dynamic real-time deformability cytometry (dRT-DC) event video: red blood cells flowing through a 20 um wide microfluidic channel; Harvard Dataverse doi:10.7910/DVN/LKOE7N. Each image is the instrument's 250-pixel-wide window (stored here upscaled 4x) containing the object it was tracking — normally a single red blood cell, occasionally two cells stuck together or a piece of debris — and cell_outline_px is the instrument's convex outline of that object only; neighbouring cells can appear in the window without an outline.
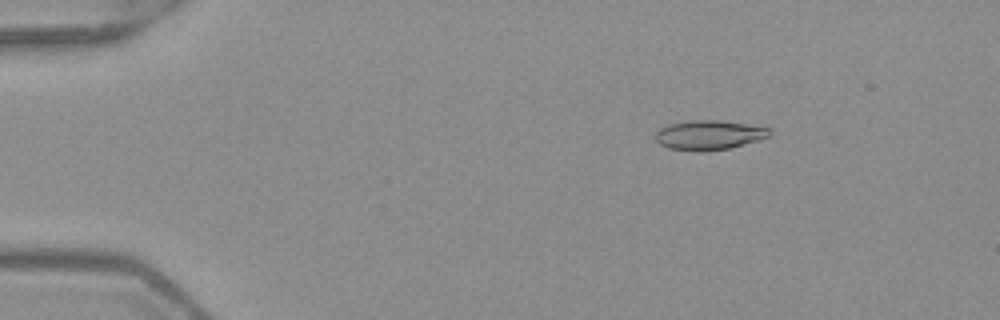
{"species": "Egyptian fruit bat (a non-hibernating species)", "species_latin": "Rousettus aegyptiacus", "temperature_condition": "warm", "stored_images_in_passage": 51, "camera_frame_rate_fps": 3000, "um_per_image_px": 0.085, "frame": {"image": 1, "passage_image": 8, "time_ms": 2.333, "image_size_px": [1000, 320], "cell_outline_px": [[772, 136], [760, 140], [728, 148], [700, 152], [668, 148], [660, 144], [656, 140], [656, 132], [660, 128], [668, 124], [692, 120], [720, 120], [772, 128]], "centroid_in_image_um": [60.3, 11.47], "position_along_channel_um": 24.7, "area_um2": 19.77}}
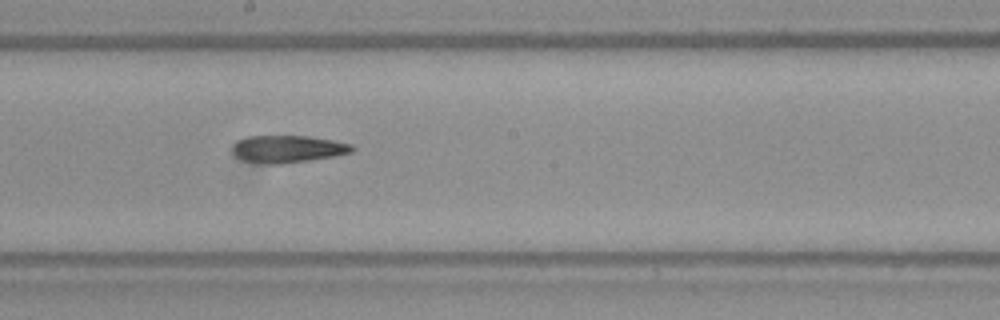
{"frame": {"image": 2, "passage_image": 29, "time_ms": 9.333, "image_size_px": [1000, 320], "cell_outline_px": [[356, 148], [352, 152], [336, 156], [284, 164], [264, 164], [244, 160], [236, 156], [232, 152], [232, 148], [240, 140], [248, 136], [308, 136], [332, 140], [352, 144]], "centroid_in_image_um": [24.51, 12.67], "position_along_channel_um": 223.7, "area_um2": 19.02}}
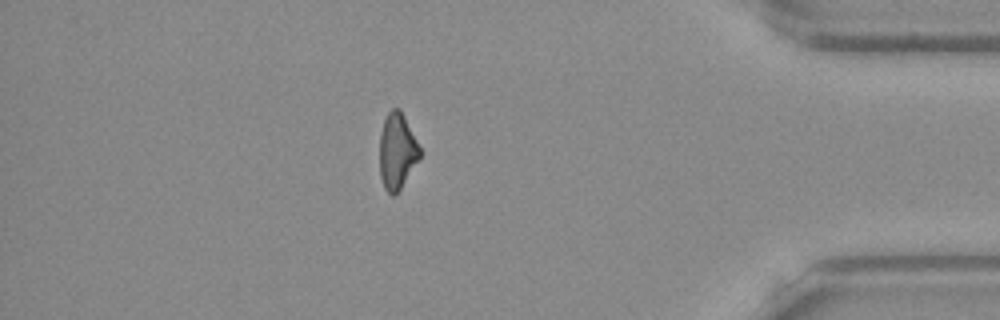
{"frame": {"image": 3, "passage_image": 45, "time_ms": 14.667, "image_size_px": [1000, 320], "cell_outline_px": [[420, 156], [400, 188], [392, 196], [384, 188], [380, 176], [380, 132], [384, 120], [388, 112], [392, 108], [400, 108], [420, 148]], "centroid_in_image_um": [33.72, 12.82], "position_along_channel_um": 401.5, "area_um2": 17.4}}